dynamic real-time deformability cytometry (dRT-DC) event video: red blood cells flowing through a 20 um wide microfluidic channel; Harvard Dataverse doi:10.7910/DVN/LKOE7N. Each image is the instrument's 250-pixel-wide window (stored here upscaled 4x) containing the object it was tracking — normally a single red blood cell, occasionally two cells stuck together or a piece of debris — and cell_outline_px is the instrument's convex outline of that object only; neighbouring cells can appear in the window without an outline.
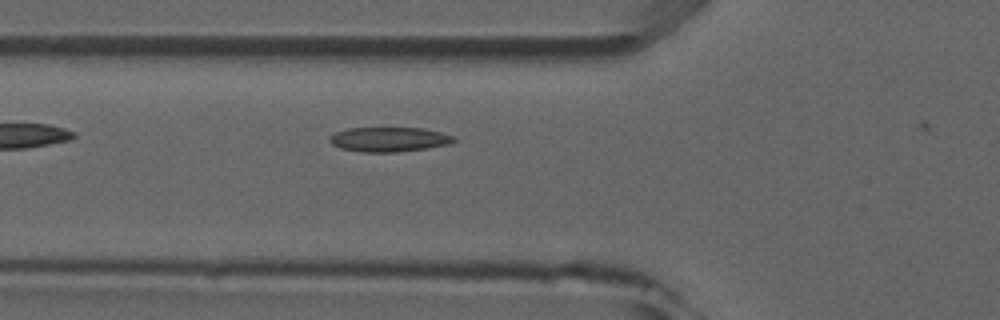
{"species": "common noctule bat (a hibernating species)", "species_latin": "Nyctalus noctula", "temperature_condition": "room temperature", "stored_images_in_passage": 4, "camera_frame_rate_fps": 3000, "um_per_image_px": 0.085, "animal": {"sex": "male", "forearm_length_mm": 52.5}, "frame": {"image": 1, "passage_image": 3, "time_ms": 0.667, "image_size_px": [1000, 320], "cell_outline_px": [[456, 140], [448, 144], [428, 148], [396, 152], [364, 152], [340, 148], [332, 144], [328, 140], [328, 136], [336, 132], [348, 128], [424, 128], [456, 136]], "centroid_in_image_um": [33.06, 11.84], "position_along_channel_um": 92.7, "area_um2": 17.86}}